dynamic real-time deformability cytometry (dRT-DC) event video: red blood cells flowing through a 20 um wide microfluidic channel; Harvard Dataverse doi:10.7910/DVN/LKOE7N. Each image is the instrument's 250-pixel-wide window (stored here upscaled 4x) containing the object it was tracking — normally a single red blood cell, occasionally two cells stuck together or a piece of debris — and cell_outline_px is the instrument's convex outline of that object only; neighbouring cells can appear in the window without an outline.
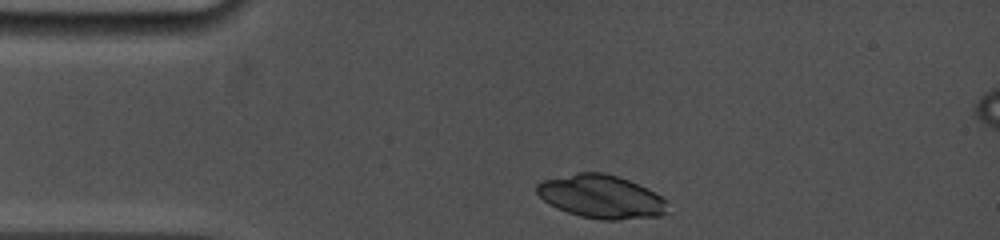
{"species": "common noctule bat (a hibernating species)", "species_latin": "Nyctalus noctula", "temperature_condition": "cold", "stored_images_in_passage": 3, "camera_frame_rate_fps": 5000, "um_per_image_px": 0.085, "animal": {"sex": "female", "body_mass_g": 19.0, "forearm_length_mm": 53.3}, "frame": {"image": 1, "passage_image": 1, "time_ms": 0.0, "image_size_px": [1000, 240], "cell_outline_px": [[668, 200], [664, 212], [660, 216], [620, 220], [600, 220], [580, 216], [568, 212], [544, 200], [536, 192], [536, 184], [544, 180], [576, 172], [604, 172], [628, 180], [648, 188]], "centroid_in_image_um": [51.12, 16.71], "position_along_channel_um": 33.9, "area_um2": 32.89}}